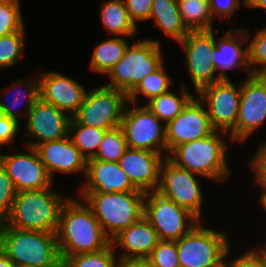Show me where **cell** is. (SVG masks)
<instances>
[{
	"label": "cell",
	"mask_w": 266,
	"mask_h": 267,
	"mask_svg": "<svg viewBox=\"0 0 266 267\" xmlns=\"http://www.w3.org/2000/svg\"><path fill=\"white\" fill-rule=\"evenodd\" d=\"M240 87L230 79H222L202 88L196 95L207 107L210 123L215 130L230 132L237 123L240 101Z\"/></svg>",
	"instance_id": "cell-14"
},
{
	"label": "cell",
	"mask_w": 266,
	"mask_h": 267,
	"mask_svg": "<svg viewBox=\"0 0 266 267\" xmlns=\"http://www.w3.org/2000/svg\"><path fill=\"white\" fill-rule=\"evenodd\" d=\"M105 132L104 129L78 124L73 118L69 126V136L86 160L96 155Z\"/></svg>",
	"instance_id": "cell-30"
},
{
	"label": "cell",
	"mask_w": 266,
	"mask_h": 267,
	"mask_svg": "<svg viewBox=\"0 0 266 267\" xmlns=\"http://www.w3.org/2000/svg\"><path fill=\"white\" fill-rule=\"evenodd\" d=\"M266 243V242H265ZM265 247H263V248H260V250L263 252V253H265L266 254V244L264 245Z\"/></svg>",
	"instance_id": "cell-50"
},
{
	"label": "cell",
	"mask_w": 266,
	"mask_h": 267,
	"mask_svg": "<svg viewBox=\"0 0 266 267\" xmlns=\"http://www.w3.org/2000/svg\"><path fill=\"white\" fill-rule=\"evenodd\" d=\"M0 267H17L0 248Z\"/></svg>",
	"instance_id": "cell-45"
},
{
	"label": "cell",
	"mask_w": 266,
	"mask_h": 267,
	"mask_svg": "<svg viewBox=\"0 0 266 267\" xmlns=\"http://www.w3.org/2000/svg\"><path fill=\"white\" fill-rule=\"evenodd\" d=\"M214 33V30L190 31L179 42L185 52L186 69L196 94L202 88L222 80L216 73L212 62L213 49L215 47Z\"/></svg>",
	"instance_id": "cell-13"
},
{
	"label": "cell",
	"mask_w": 266,
	"mask_h": 267,
	"mask_svg": "<svg viewBox=\"0 0 266 267\" xmlns=\"http://www.w3.org/2000/svg\"><path fill=\"white\" fill-rule=\"evenodd\" d=\"M260 186L262 191H266V180Z\"/></svg>",
	"instance_id": "cell-48"
},
{
	"label": "cell",
	"mask_w": 266,
	"mask_h": 267,
	"mask_svg": "<svg viewBox=\"0 0 266 267\" xmlns=\"http://www.w3.org/2000/svg\"><path fill=\"white\" fill-rule=\"evenodd\" d=\"M131 21L149 20L152 11L153 0H123Z\"/></svg>",
	"instance_id": "cell-39"
},
{
	"label": "cell",
	"mask_w": 266,
	"mask_h": 267,
	"mask_svg": "<svg viewBox=\"0 0 266 267\" xmlns=\"http://www.w3.org/2000/svg\"><path fill=\"white\" fill-rule=\"evenodd\" d=\"M210 11L213 17L219 16L221 19L230 18L231 15L240 8V0H209Z\"/></svg>",
	"instance_id": "cell-42"
},
{
	"label": "cell",
	"mask_w": 266,
	"mask_h": 267,
	"mask_svg": "<svg viewBox=\"0 0 266 267\" xmlns=\"http://www.w3.org/2000/svg\"><path fill=\"white\" fill-rule=\"evenodd\" d=\"M127 144L120 126L106 130L96 155L90 159L118 162L127 149Z\"/></svg>",
	"instance_id": "cell-33"
},
{
	"label": "cell",
	"mask_w": 266,
	"mask_h": 267,
	"mask_svg": "<svg viewBox=\"0 0 266 267\" xmlns=\"http://www.w3.org/2000/svg\"><path fill=\"white\" fill-rule=\"evenodd\" d=\"M35 149L52 180L55 172L69 174L80 171L86 174L87 160L73 144L70 136L42 142Z\"/></svg>",
	"instance_id": "cell-21"
},
{
	"label": "cell",
	"mask_w": 266,
	"mask_h": 267,
	"mask_svg": "<svg viewBox=\"0 0 266 267\" xmlns=\"http://www.w3.org/2000/svg\"><path fill=\"white\" fill-rule=\"evenodd\" d=\"M219 132L214 130L204 138L177 146L168 158L178 167L201 177L225 181L231 174L226 158L228 147L223 139L228 133Z\"/></svg>",
	"instance_id": "cell-4"
},
{
	"label": "cell",
	"mask_w": 266,
	"mask_h": 267,
	"mask_svg": "<svg viewBox=\"0 0 266 267\" xmlns=\"http://www.w3.org/2000/svg\"><path fill=\"white\" fill-rule=\"evenodd\" d=\"M0 248L16 266L62 267L56 232L22 230L1 222Z\"/></svg>",
	"instance_id": "cell-2"
},
{
	"label": "cell",
	"mask_w": 266,
	"mask_h": 267,
	"mask_svg": "<svg viewBox=\"0 0 266 267\" xmlns=\"http://www.w3.org/2000/svg\"><path fill=\"white\" fill-rule=\"evenodd\" d=\"M120 127L128 148L149 150L163 156V152H167L165 125L144 104L136 106L128 102Z\"/></svg>",
	"instance_id": "cell-9"
},
{
	"label": "cell",
	"mask_w": 266,
	"mask_h": 267,
	"mask_svg": "<svg viewBox=\"0 0 266 267\" xmlns=\"http://www.w3.org/2000/svg\"><path fill=\"white\" fill-rule=\"evenodd\" d=\"M39 76L40 99L72 117L86 96L87 90L84 86L71 77L54 71L41 73Z\"/></svg>",
	"instance_id": "cell-18"
},
{
	"label": "cell",
	"mask_w": 266,
	"mask_h": 267,
	"mask_svg": "<svg viewBox=\"0 0 266 267\" xmlns=\"http://www.w3.org/2000/svg\"><path fill=\"white\" fill-rule=\"evenodd\" d=\"M16 82H17L18 86L15 83H12L10 85V89H8L7 92L5 93L7 95L8 93H10L14 90L15 94L13 95L12 103L9 104V102H7V99H6L7 97L4 96L5 97L4 99L6 101L0 100V112L9 118H13V119L19 121V117H21L22 114H20L18 116L17 112H19V111H17V110H19L18 108L22 104L21 100H24L23 101L24 103H25V100H27L26 101V102H28L27 103V110L24 113L28 114L30 109L33 107V105L40 99L39 79L37 77L34 80L32 79V80L26 81V80H23L22 78L21 79L19 78V79H17ZM22 85L25 87H23ZM22 87L24 88L23 92L20 89ZM14 92H12V93H14Z\"/></svg>",
	"instance_id": "cell-27"
},
{
	"label": "cell",
	"mask_w": 266,
	"mask_h": 267,
	"mask_svg": "<svg viewBox=\"0 0 266 267\" xmlns=\"http://www.w3.org/2000/svg\"><path fill=\"white\" fill-rule=\"evenodd\" d=\"M79 198L92 210L110 240L144 215L142 191L80 193Z\"/></svg>",
	"instance_id": "cell-5"
},
{
	"label": "cell",
	"mask_w": 266,
	"mask_h": 267,
	"mask_svg": "<svg viewBox=\"0 0 266 267\" xmlns=\"http://www.w3.org/2000/svg\"><path fill=\"white\" fill-rule=\"evenodd\" d=\"M150 19L155 22L154 26L178 43L190 32L182 21L177 0H153Z\"/></svg>",
	"instance_id": "cell-24"
},
{
	"label": "cell",
	"mask_w": 266,
	"mask_h": 267,
	"mask_svg": "<svg viewBox=\"0 0 266 267\" xmlns=\"http://www.w3.org/2000/svg\"><path fill=\"white\" fill-rule=\"evenodd\" d=\"M242 4H244L245 6H247V0H242Z\"/></svg>",
	"instance_id": "cell-52"
},
{
	"label": "cell",
	"mask_w": 266,
	"mask_h": 267,
	"mask_svg": "<svg viewBox=\"0 0 266 267\" xmlns=\"http://www.w3.org/2000/svg\"><path fill=\"white\" fill-rule=\"evenodd\" d=\"M69 197L50 188L17 192L9 217L4 221L12 228L56 232L60 211Z\"/></svg>",
	"instance_id": "cell-3"
},
{
	"label": "cell",
	"mask_w": 266,
	"mask_h": 267,
	"mask_svg": "<svg viewBox=\"0 0 266 267\" xmlns=\"http://www.w3.org/2000/svg\"><path fill=\"white\" fill-rule=\"evenodd\" d=\"M159 241L157 233L149 221L142 216L134 224L122 230L112 240L113 247H122L119 261L132 258H148ZM125 249V250H124Z\"/></svg>",
	"instance_id": "cell-23"
},
{
	"label": "cell",
	"mask_w": 266,
	"mask_h": 267,
	"mask_svg": "<svg viewBox=\"0 0 266 267\" xmlns=\"http://www.w3.org/2000/svg\"><path fill=\"white\" fill-rule=\"evenodd\" d=\"M177 6L189 31L213 30L209 0H177Z\"/></svg>",
	"instance_id": "cell-29"
},
{
	"label": "cell",
	"mask_w": 266,
	"mask_h": 267,
	"mask_svg": "<svg viewBox=\"0 0 266 267\" xmlns=\"http://www.w3.org/2000/svg\"><path fill=\"white\" fill-rule=\"evenodd\" d=\"M247 51L251 74L266 75V27L257 30L247 45Z\"/></svg>",
	"instance_id": "cell-35"
},
{
	"label": "cell",
	"mask_w": 266,
	"mask_h": 267,
	"mask_svg": "<svg viewBox=\"0 0 266 267\" xmlns=\"http://www.w3.org/2000/svg\"><path fill=\"white\" fill-rule=\"evenodd\" d=\"M30 154H3L0 151V163L12 179L18 192L38 190L53 186L45 165L41 162L35 148L27 147Z\"/></svg>",
	"instance_id": "cell-17"
},
{
	"label": "cell",
	"mask_w": 266,
	"mask_h": 267,
	"mask_svg": "<svg viewBox=\"0 0 266 267\" xmlns=\"http://www.w3.org/2000/svg\"><path fill=\"white\" fill-rule=\"evenodd\" d=\"M228 234L197 223L176 240L180 267H219L230 254Z\"/></svg>",
	"instance_id": "cell-7"
},
{
	"label": "cell",
	"mask_w": 266,
	"mask_h": 267,
	"mask_svg": "<svg viewBox=\"0 0 266 267\" xmlns=\"http://www.w3.org/2000/svg\"><path fill=\"white\" fill-rule=\"evenodd\" d=\"M17 192L12 179L0 163V223L9 217Z\"/></svg>",
	"instance_id": "cell-38"
},
{
	"label": "cell",
	"mask_w": 266,
	"mask_h": 267,
	"mask_svg": "<svg viewBox=\"0 0 266 267\" xmlns=\"http://www.w3.org/2000/svg\"><path fill=\"white\" fill-rule=\"evenodd\" d=\"M241 81V101L230 141L244 142L266 119V75H249Z\"/></svg>",
	"instance_id": "cell-12"
},
{
	"label": "cell",
	"mask_w": 266,
	"mask_h": 267,
	"mask_svg": "<svg viewBox=\"0 0 266 267\" xmlns=\"http://www.w3.org/2000/svg\"><path fill=\"white\" fill-rule=\"evenodd\" d=\"M148 258L155 267H180L176 241L159 240Z\"/></svg>",
	"instance_id": "cell-37"
},
{
	"label": "cell",
	"mask_w": 266,
	"mask_h": 267,
	"mask_svg": "<svg viewBox=\"0 0 266 267\" xmlns=\"http://www.w3.org/2000/svg\"><path fill=\"white\" fill-rule=\"evenodd\" d=\"M197 176L200 175L178 167L166 157L159 167L155 191L188 210L201 222L203 193Z\"/></svg>",
	"instance_id": "cell-11"
},
{
	"label": "cell",
	"mask_w": 266,
	"mask_h": 267,
	"mask_svg": "<svg viewBox=\"0 0 266 267\" xmlns=\"http://www.w3.org/2000/svg\"><path fill=\"white\" fill-rule=\"evenodd\" d=\"M83 203L69 197L61 208L56 231L61 260L100 251L111 243L92 210Z\"/></svg>",
	"instance_id": "cell-1"
},
{
	"label": "cell",
	"mask_w": 266,
	"mask_h": 267,
	"mask_svg": "<svg viewBox=\"0 0 266 267\" xmlns=\"http://www.w3.org/2000/svg\"><path fill=\"white\" fill-rule=\"evenodd\" d=\"M260 193V203L261 207H263L264 211H266V191H261Z\"/></svg>",
	"instance_id": "cell-47"
},
{
	"label": "cell",
	"mask_w": 266,
	"mask_h": 267,
	"mask_svg": "<svg viewBox=\"0 0 266 267\" xmlns=\"http://www.w3.org/2000/svg\"><path fill=\"white\" fill-rule=\"evenodd\" d=\"M114 247L110 243L97 252L81 253L67 256L62 260V267H118Z\"/></svg>",
	"instance_id": "cell-32"
},
{
	"label": "cell",
	"mask_w": 266,
	"mask_h": 267,
	"mask_svg": "<svg viewBox=\"0 0 266 267\" xmlns=\"http://www.w3.org/2000/svg\"><path fill=\"white\" fill-rule=\"evenodd\" d=\"M125 37L114 36L94 47L90 62V70L107 75L114 65L123 57L128 42Z\"/></svg>",
	"instance_id": "cell-26"
},
{
	"label": "cell",
	"mask_w": 266,
	"mask_h": 267,
	"mask_svg": "<svg viewBox=\"0 0 266 267\" xmlns=\"http://www.w3.org/2000/svg\"><path fill=\"white\" fill-rule=\"evenodd\" d=\"M250 39V32L245 27L230 28L221 39L216 40L213 49L212 62L215 70L222 79H228L226 70L241 68L245 70L247 76L251 75L248 65V51L246 47H241Z\"/></svg>",
	"instance_id": "cell-20"
},
{
	"label": "cell",
	"mask_w": 266,
	"mask_h": 267,
	"mask_svg": "<svg viewBox=\"0 0 266 267\" xmlns=\"http://www.w3.org/2000/svg\"><path fill=\"white\" fill-rule=\"evenodd\" d=\"M219 267H230V262H223Z\"/></svg>",
	"instance_id": "cell-49"
},
{
	"label": "cell",
	"mask_w": 266,
	"mask_h": 267,
	"mask_svg": "<svg viewBox=\"0 0 266 267\" xmlns=\"http://www.w3.org/2000/svg\"><path fill=\"white\" fill-rule=\"evenodd\" d=\"M162 64L153 73L146 75L138 85L128 94V102L137 105V96L140 94L147 97L148 101L153 97L164 94L169 90L172 80L165 72Z\"/></svg>",
	"instance_id": "cell-31"
},
{
	"label": "cell",
	"mask_w": 266,
	"mask_h": 267,
	"mask_svg": "<svg viewBox=\"0 0 266 267\" xmlns=\"http://www.w3.org/2000/svg\"><path fill=\"white\" fill-rule=\"evenodd\" d=\"M87 182L78 193H118L138 190L118 162L87 159Z\"/></svg>",
	"instance_id": "cell-22"
},
{
	"label": "cell",
	"mask_w": 266,
	"mask_h": 267,
	"mask_svg": "<svg viewBox=\"0 0 266 267\" xmlns=\"http://www.w3.org/2000/svg\"><path fill=\"white\" fill-rule=\"evenodd\" d=\"M186 85L180 87V97L172 91H168L159 96L150 99L147 104H144L155 116L161 121H165V125L178 116L187 103L194 97L187 90Z\"/></svg>",
	"instance_id": "cell-28"
},
{
	"label": "cell",
	"mask_w": 266,
	"mask_h": 267,
	"mask_svg": "<svg viewBox=\"0 0 266 267\" xmlns=\"http://www.w3.org/2000/svg\"><path fill=\"white\" fill-rule=\"evenodd\" d=\"M212 127L204 103L193 97L182 112L165 125L167 156L179 145L210 135Z\"/></svg>",
	"instance_id": "cell-15"
},
{
	"label": "cell",
	"mask_w": 266,
	"mask_h": 267,
	"mask_svg": "<svg viewBox=\"0 0 266 267\" xmlns=\"http://www.w3.org/2000/svg\"><path fill=\"white\" fill-rule=\"evenodd\" d=\"M230 267H266L265 253L258 248H251L230 260Z\"/></svg>",
	"instance_id": "cell-40"
},
{
	"label": "cell",
	"mask_w": 266,
	"mask_h": 267,
	"mask_svg": "<svg viewBox=\"0 0 266 267\" xmlns=\"http://www.w3.org/2000/svg\"><path fill=\"white\" fill-rule=\"evenodd\" d=\"M163 56L158 40L149 38L128 45L123 57L107 74L110 82L106 86L122 90L128 95L146 75L163 64Z\"/></svg>",
	"instance_id": "cell-6"
},
{
	"label": "cell",
	"mask_w": 266,
	"mask_h": 267,
	"mask_svg": "<svg viewBox=\"0 0 266 267\" xmlns=\"http://www.w3.org/2000/svg\"><path fill=\"white\" fill-rule=\"evenodd\" d=\"M19 2L20 0H0V37L25 27Z\"/></svg>",
	"instance_id": "cell-36"
},
{
	"label": "cell",
	"mask_w": 266,
	"mask_h": 267,
	"mask_svg": "<svg viewBox=\"0 0 266 267\" xmlns=\"http://www.w3.org/2000/svg\"><path fill=\"white\" fill-rule=\"evenodd\" d=\"M17 267H39V266H33V265H24V266H17Z\"/></svg>",
	"instance_id": "cell-51"
},
{
	"label": "cell",
	"mask_w": 266,
	"mask_h": 267,
	"mask_svg": "<svg viewBox=\"0 0 266 267\" xmlns=\"http://www.w3.org/2000/svg\"><path fill=\"white\" fill-rule=\"evenodd\" d=\"M266 9V0H247V8Z\"/></svg>",
	"instance_id": "cell-46"
},
{
	"label": "cell",
	"mask_w": 266,
	"mask_h": 267,
	"mask_svg": "<svg viewBox=\"0 0 266 267\" xmlns=\"http://www.w3.org/2000/svg\"><path fill=\"white\" fill-rule=\"evenodd\" d=\"M26 116L25 133L31 138V142L25 143L27 147L35 148L42 142L69 136L72 117L55 105L39 99Z\"/></svg>",
	"instance_id": "cell-16"
},
{
	"label": "cell",
	"mask_w": 266,
	"mask_h": 267,
	"mask_svg": "<svg viewBox=\"0 0 266 267\" xmlns=\"http://www.w3.org/2000/svg\"><path fill=\"white\" fill-rule=\"evenodd\" d=\"M166 157L149 150L127 148L118 164L138 190L148 193L156 190L159 167Z\"/></svg>",
	"instance_id": "cell-19"
},
{
	"label": "cell",
	"mask_w": 266,
	"mask_h": 267,
	"mask_svg": "<svg viewBox=\"0 0 266 267\" xmlns=\"http://www.w3.org/2000/svg\"><path fill=\"white\" fill-rule=\"evenodd\" d=\"M256 151L249 164L253 175H255L253 176L254 182L261 185L266 180V142L260 143Z\"/></svg>",
	"instance_id": "cell-41"
},
{
	"label": "cell",
	"mask_w": 266,
	"mask_h": 267,
	"mask_svg": "<svg viewBox=\"0 0 266 267\" xmlns=\"http://www.w3.org/2000/svg\"><path fill=\"white\" fill-rule=\"evenodd\" d=\"M25 29L0 37V70L13 67L24 52Z\"/></svg>",
	"instance_id": "cell-34"
},
{
	"label": "cell",
	"mask_w": 266,
	"mask_h": 267,
	"mask_svg": "<svg viewBox=\"0 0 266 267\" xmlns=\"http://www.w3.org/2000/svg\"><path fill=\"white\" fill-rule=\"evenodd\" d=\"M143 216L159 240L176 241L200 222L188 210L156 191L145 193Z\"/></svg>",
	"instance_id": "cell-10"
},
{
	"label": "cell",
	"mask_w": 266,
	"mask_h": 267,
	"mask_svg": "<svg viewBox=\"0 0 266 267\" xmlns=\"http://www.w3.org/2000/svg\"><path fill=\"white\" fill-rule=\"evenodd\" d=\"M118 267H155L149 258H132L119 261Z\"/></svg>",
	"instance_id": "cell-44"
},
{
	"label": "cell",
	"mask_w": 266,
	"mask_h": 267,
	"mask_svg": "<svg viewBox=\"0 0 266 267\" xmlns=\"http://www.w3.org/2000/svg\"><path fill=\"white\" fill-rule=\"evenodd\" d=\"M100 9L102 25L111 35L136 37L138 27L131 21L123 0L104 1Z\"/></svg>",
	"instance_id": "cell-25"
},
{
	"label": "cell",
	"mask_w": 266,
	"mask_h": 267,
	"mask_svg": "<svg viewBox=\"0 0 266 267\" xmlns=\"http://www.w3.org/2000/svg\"><path fill=\"white\" fill-rule=\"evenodd\" d=\"M128 95L103 85L88 90L83 103L72 118L81 125L109 130L120 126Z\"/></svg>",
	"instance_id": "cell-8"
},
{
	"label": "cell",
	"mask_w": 266,
	"mask_h": 267,
	"mask_svg": "<svg viewBox=\"0 0 266 267\" xmlns=\"http://www.w3.org/2000/svg\"><path fill=\"white\" fill-rule=\"evenodd\" d=\"M20 122L3 115L0 112V149L3 145H9V143L15 138L19 130Z\"/></svg>",
	"instance_id": "cell-43"
}]
</instances>
